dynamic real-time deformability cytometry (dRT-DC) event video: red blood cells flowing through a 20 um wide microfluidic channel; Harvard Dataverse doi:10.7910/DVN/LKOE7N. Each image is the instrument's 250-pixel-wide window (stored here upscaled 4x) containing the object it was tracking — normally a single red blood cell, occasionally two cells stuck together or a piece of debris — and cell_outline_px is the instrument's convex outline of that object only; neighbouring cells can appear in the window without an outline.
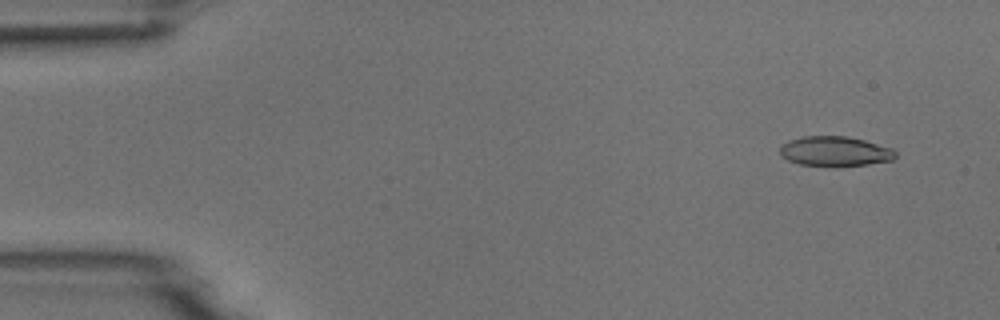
{"species": "common noctule bat (a hibernating species)", "species_latin": "Nyctalus noctula", "temperature_condition": "room temperature", "stored_images_in_passage": 7, "camera_frame_rate_fps": 3000, "um_per_image_px": 0.085, "animal": {"sex": "male", "body_mass_g": 18.8}, "frame": {"image": 1, "passage_image": 1, "time_ms": 0.0, "image_size_px": [1000, 320], "cell_outline_px": [[896, 156], [892, 160], [868, 164], [836, 168], [800, 164], [788, 160], [780, 156], [780, 148], [788, 140], [804, 136], [848, 136], [864, 140], [892, 148], [896, 152]], "centroid_in_image_um": [70.97, 12.88], "position_along_channel_um": 14.0, "area_um2": 20.46}}
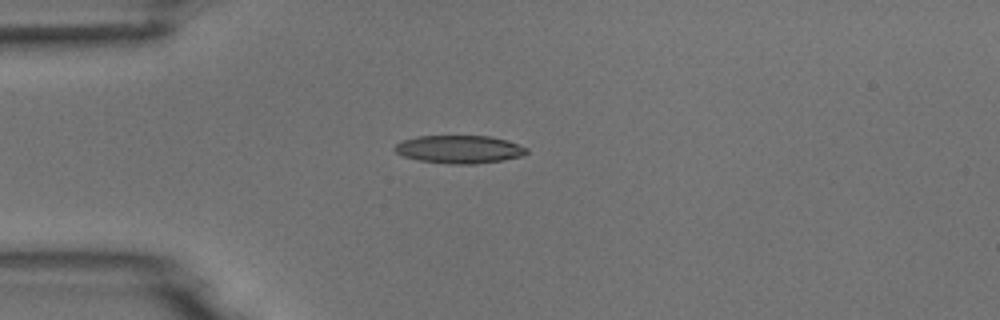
{"frame": {"image": 2, "passage_image": 4, "time_ms": 3.333, "image_size_px": [1000, 320], "cell_outline_px": [[528, 152], [520, 156], [504, 160], [476, 164], [448, 164], [420, 160], [404, 156], [396, 152], [392, 148], [396, 144], [404, 140], [416, 136], [488, 136], [504, 140], [528, 148]], "centroid_in_image_um": [39.02, 12.7], "position_along_channel_um": 46.0, "area_um2": 21.33}}